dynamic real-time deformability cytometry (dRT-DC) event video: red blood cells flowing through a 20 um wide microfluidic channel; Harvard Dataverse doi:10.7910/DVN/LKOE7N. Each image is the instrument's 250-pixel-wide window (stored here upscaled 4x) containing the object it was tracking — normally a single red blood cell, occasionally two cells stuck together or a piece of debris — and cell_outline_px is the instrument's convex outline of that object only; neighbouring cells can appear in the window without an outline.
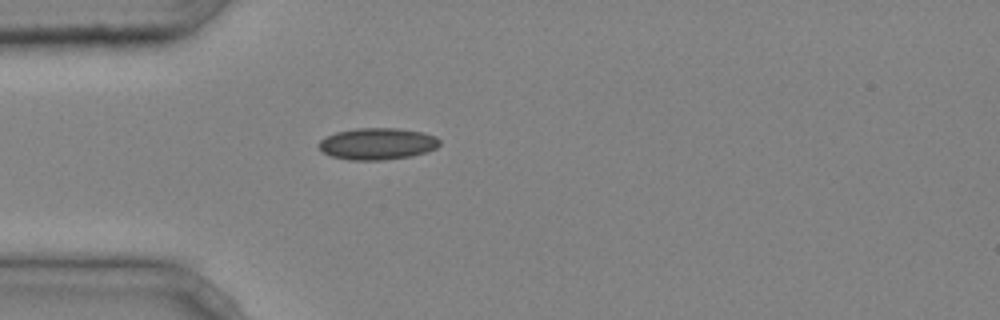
{"species": "common noctule bat (a hibernating species)", "species_latin": "Nyctalus noctula", "temperature_condition": "cold", "stored_images_in_passage": 1, "camera_frame_rate_fps": 3000, "um_per_image_px": 0.085, "animal": {"sex": "male", "body_mass_g": 20.4}, "frame": {"image": 1, "passage_image": 1, "time_ms": 0.0, "image_size_px": [1000, 320], "cell_outline_px": [[440, 144], [436, 148], [412, 156], [384, 160], [348, 160], [332, 156], [324, 152], [316, 144], [320, 140], [336, 132], [356, 128], [396, 128], [424, 132], [436, 136], [440, 140]], "centroid_in_image_um": [32.09, 12.22], "position_along_channel_um": 52.9, "area_um2": 22.37}}